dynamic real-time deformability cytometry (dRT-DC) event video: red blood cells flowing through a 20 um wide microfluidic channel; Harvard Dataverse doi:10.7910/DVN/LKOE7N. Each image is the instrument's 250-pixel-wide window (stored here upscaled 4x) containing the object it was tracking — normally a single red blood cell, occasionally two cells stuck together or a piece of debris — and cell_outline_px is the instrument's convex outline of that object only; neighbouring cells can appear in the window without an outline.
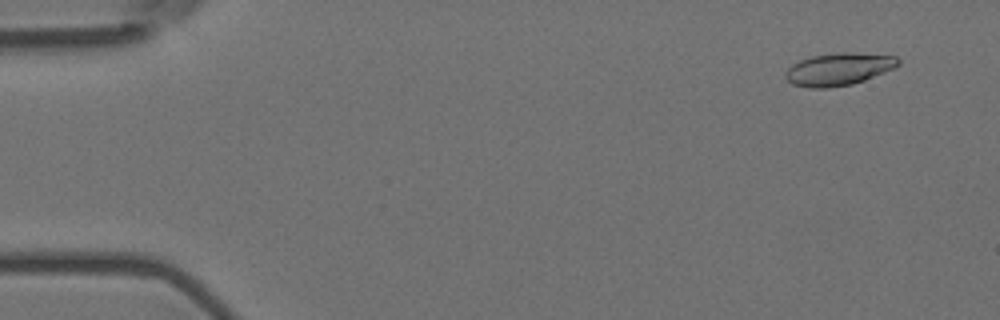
{"species": "Egyptian fruit bat (a non-hibernating species)", "species_latin": "Rousettus aegyptiacus", "temperature_condition": "room temperature", "stored_images_in_passage": 8, "camera_frame_rate_fps": 3000, "um_per_image_px": 0.085, "animal": {"sex": "female"}, "frame": {"image": 1, "passage_image": 2, "time_ms": 0.333, "image_size_px": [1000, 320], "cell_outline_px": [[900, 64], [896, 68], [864, 80], [852, 84], [828, 88], [808, 88], [792, 84], [784, 76], [784, 72], [792, 64], [800, 60], [812, 56], [840, 52], [852, 52], [896, 56], [900, 60]], "centroid_in_image_um": [71.29, 5.88], "position_along_channel_um": 13.7, "area_um2": 21.5}}
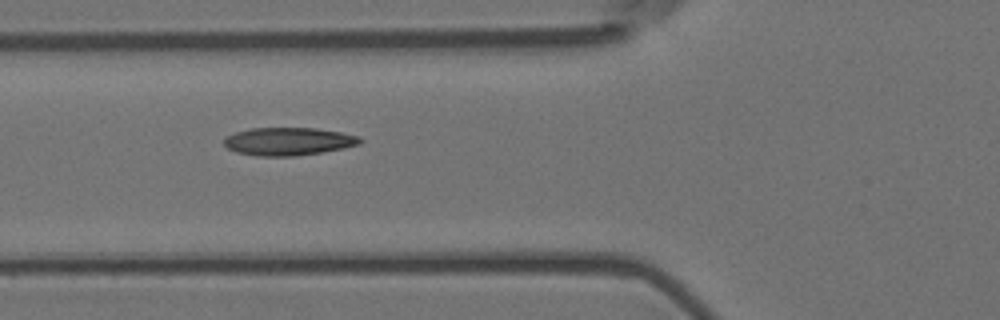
{"frame": {"image": 2, "passage_image": 7, "time_ms": 2.0, "image_size_px": [1000, 320], "cell_outline_px": [[364, 140], [360, 144], [344, 148], [296, 156], [260, 156], [236, 152], [228, 148], [224, 144], [224, 140], [228, 136], [236, 132], [252, 128], [316, 128], [340, 132], [360, 136]], "centroid_in_image_um": [24.56, 12.02], "position_along_channel_um": 101.2, "area_um2": 22.02}}
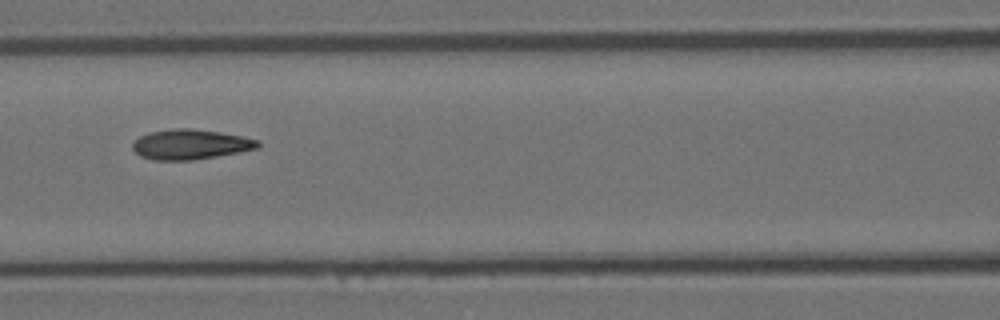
{"frame": {"image": 3, "passage_image": 8, "time_ms": 2.333, "image_size_px": [1000, 320], "cell_outline_px": [[260, 148], [216, 156], [192, 160], [152, 160], [140, 156], [132, 148], [132, 144], [140, 136], [148, 132], [172, 128], [192, 128], [220, 132], [260, 140]], "centroid_in_image_um": [16.18, 12.27], "position_along_channel_um": 150.4, "area_um2": 21.96}}